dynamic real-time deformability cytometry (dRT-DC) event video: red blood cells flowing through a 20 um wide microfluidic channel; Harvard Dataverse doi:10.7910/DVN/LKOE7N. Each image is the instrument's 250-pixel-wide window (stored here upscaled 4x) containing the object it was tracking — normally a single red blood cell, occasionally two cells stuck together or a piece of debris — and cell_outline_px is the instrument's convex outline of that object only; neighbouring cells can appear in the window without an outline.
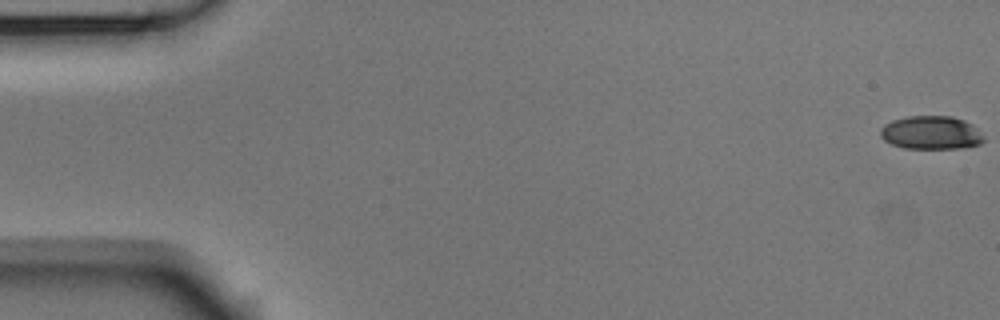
{"species": "Egyptian fruit bat (a non-hibernating species)", "species_latin": "Rousettus aegyptiacus", "temperature_condition": "room temperature", "stored_images_in_passage": 54, "camera_frame_rate_fps": 3000, "um_per_image_px": 0.085, "animal": {"sex": "male"}, "frame": {"image": 1, "passage_image": 1, "time_ms": 0.0, "image_size_px": [1000, 320], "cell_outline_px": [[984, 140], [980, 144], [960, 148], [904, 148], [892, 144], [884, 140], [880, 136], [880, 128], [884, 124], [892, 120], [908, 116], [952, 116], [964, 120], [972, 124], [984, 136]], "centroid_in_image_um": [79.13, 11.27], "position_along_channel_um": 5.9, "area_um2": 20.17}}
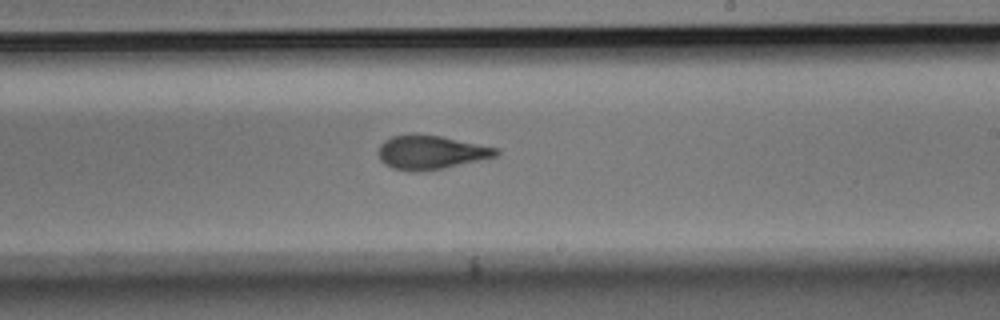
{"frame": {"image": 2, "passage_image": 33, "time_ms": 10.667, "image_size_px": [1000, 320], "cell_outline_px": [[500, 152], [496, 156], [444, 168], [416, 172], [408, 172], [392, 168], [384, 164], [380, 160], [380, 144], [384, 140], [392, 136], [412, 132], [416, 132], [440, 136], [500, 148]], "centroid_in_image_um": [36.6, 12.93], "position_along_channel_um": 252.4, "area_um2": 23.52}}
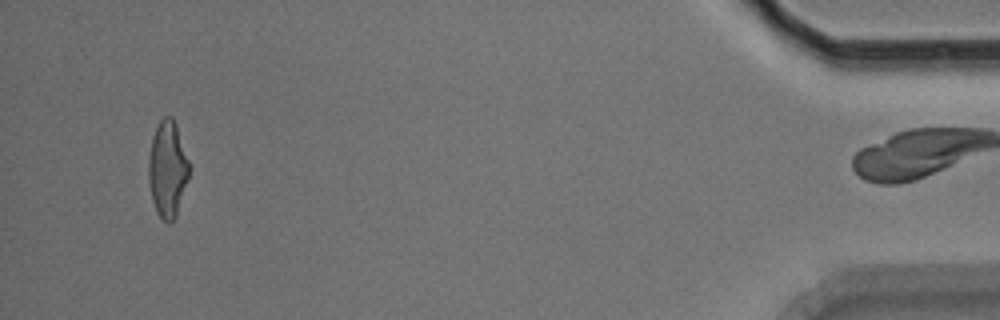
{"frame": {"image": 3, "passage_image": 53, "time_ms": 17.333, "image_size_px": [1000, 320], "cell_outline_px": [[192, 168], [176, 216], [168, 224], [156, 212], [152, 200], [148, 180], [148, 160], [152, 136], [160, 120], [164, 116], [172, 116], [176, 124]], "centroid_in_image_um": [14.26, 14.36], "position_along_channel_um": 420.9, "area_um2": 23.12}, "authors_computed_cell_mechanics": {"area_um2": 23.1778, "velocity_mm_per_s": 3.6909, "shape_relaxation_time_tau1_ms": 6.6205, "shape_relaxation_time_tau2_ms": 1.6716, "deformation_change_tau1": 0.2051, "deformation_change_tau2": 0.0855}}